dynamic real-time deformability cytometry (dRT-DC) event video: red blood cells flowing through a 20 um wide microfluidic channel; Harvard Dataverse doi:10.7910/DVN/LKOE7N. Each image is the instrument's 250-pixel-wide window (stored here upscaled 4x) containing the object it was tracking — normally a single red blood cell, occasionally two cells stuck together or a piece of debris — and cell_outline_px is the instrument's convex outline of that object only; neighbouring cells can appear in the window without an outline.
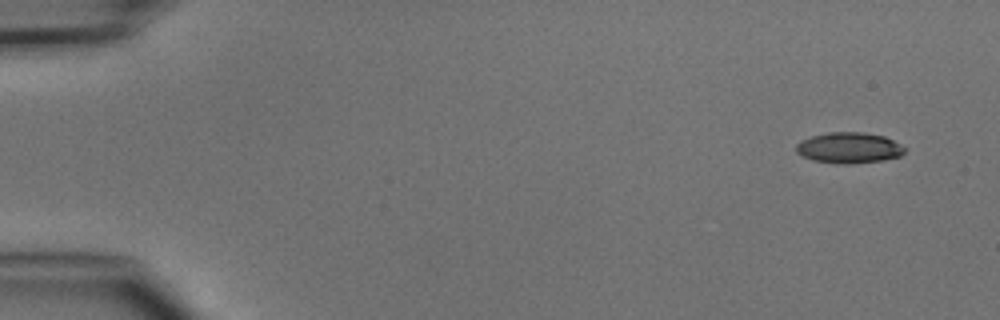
{"species": "common noctule bat (a hibernating species)", "species_latin": "Nyctalus noctula", "temperature_condition": "cold", "stored_images_in_passage": 4, "camera_frame_rate_fps": 3000, "um_per_image_px": 0.085, "animal": {"sex": "male", "body_mass_g": 15.6}, "frame": {"image": 1, "passage_image": 1, "time_ms": 0.0, "image_size_px": [1000, 320], "cell_outline_px": [[904, 152], [900, 156], [884, 160], [848, 164], [836, 164], [812, 160], [796, 152], [796, 144], [812, 136], [828, 132], [864, 132], [884, 136], [900, 144], [904, 148]], "centroid_in_image_um": [72.16, 12.57], "position_along_channel_um": 12.8, "area_um2": 19.42}}
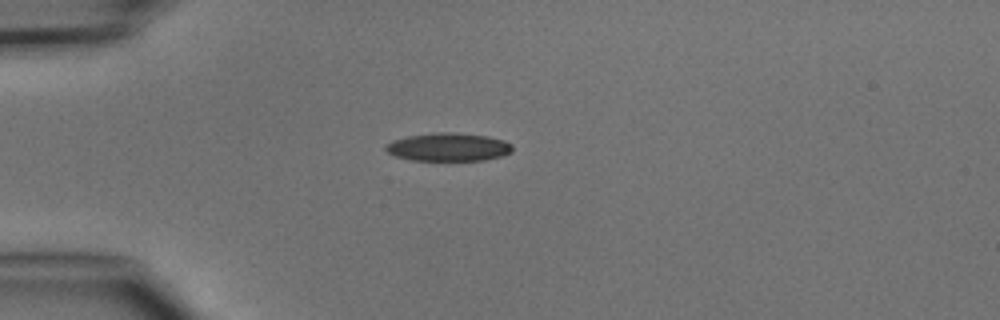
{"frame": {"image": 2, "passage_image": 4, "time_ms": 3.333, "image_size_px": [1000, 320], "cell_outline_px": [[512, 152], [500, 156], [484, 160], [412, 160], [396, 156], [388, 152], [384, 148], [392, 140], [408, 136], [432, 132], [452, 132], [488, 136], [504, 140], [512, 144]], "centroid_in_image_um": [38.12, 12.49], "position_along_channel_um": 46.9, "area_um2": 20.75}}